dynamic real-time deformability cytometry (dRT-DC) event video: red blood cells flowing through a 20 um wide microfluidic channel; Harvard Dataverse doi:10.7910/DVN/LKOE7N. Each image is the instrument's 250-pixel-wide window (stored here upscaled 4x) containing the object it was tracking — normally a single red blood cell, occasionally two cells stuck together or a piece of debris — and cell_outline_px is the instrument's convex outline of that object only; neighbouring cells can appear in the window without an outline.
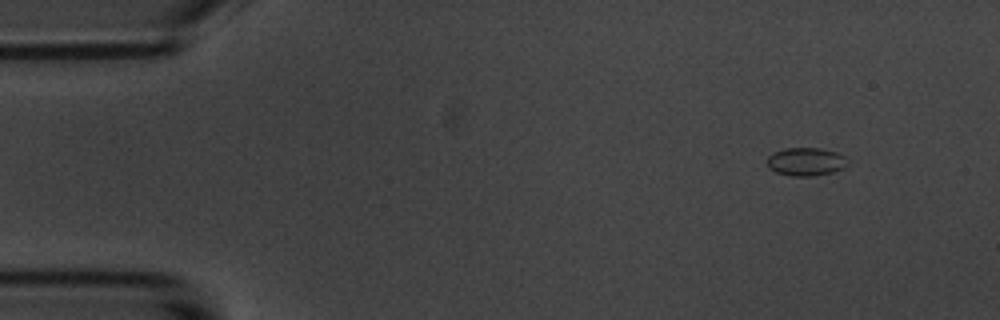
{"species": "common noctule bat (a hibernating species)", "species_latin": "Nyctalus noctula", "temperature_condition": "room temperature", "stored_images_in_passage": 52, "camera_frame_rate_fps": 3000, "um_per_image_px": 0.085, "animal": {"sex": "male", "body_mass_g": 20.1, "forearm_length_mm": 53.5}, "frame": {"image": 1, "passage_image": 1, "time_ms": 0.0, "image_size_px": [1000, 320], "cell_outline_px": [[844, 168], [832, 172], [812, 176], [792, 176], [776, 172], [768, 168], [768, 156], [772, 152], [784, 148], [820, 148], [836, 152], [844, 156]], "centroid_in_image_um": [68.44, 13.74], "position_along_channel_um": 16.6, "area_um2": 13.06}}
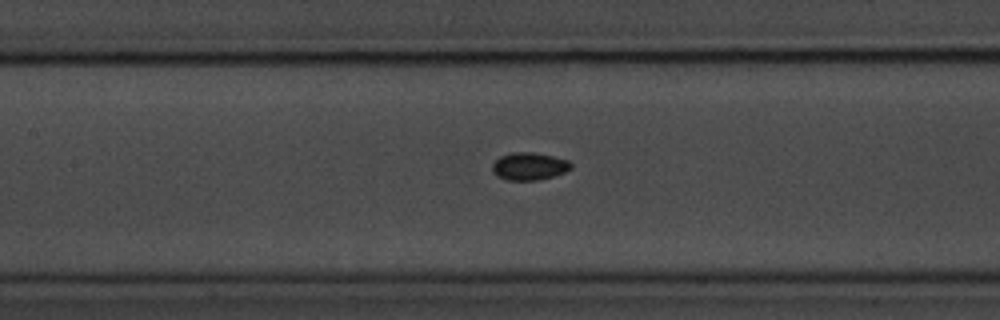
{"frame": {"image": 2, "passage_image": 21, "time_ms": 6.667, "image_size_px": [1000, 320], "cell_outline_px": [[572, 168], [564, 172], [552, 176], [536, 180], [508, 180], [496, 176], [492, 172], [492, 164], [500, 156], [512, 152], [532, 152], [552, 156], [568, 160], [572, 164]], "centroid_in_image_um": [44.96, 14.13], "position_along_channel_um": 162.4, "area_um2": 12.6}}
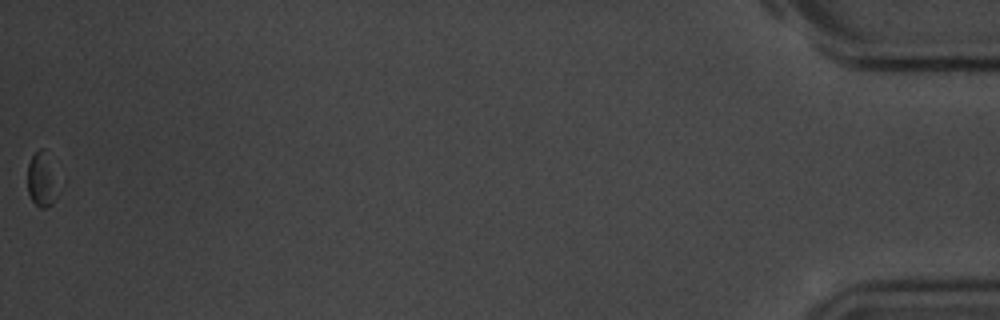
{"frame": {"image": 3, "passage_image": 52, "time_ms": 17.0, "image_size_px": [1000, 320], "cell_outline_px": [[64, 180], [60, 192], [52, 204], [44, 208], [40, 208], [32, 200], [28, 192], [28, 164], [32, 156], [40, 148], [44, 148]], "centroid_in_image_um": [3.7, 15.25], "position_along_channel_um": 431.5, "area_um2": 10.81}}